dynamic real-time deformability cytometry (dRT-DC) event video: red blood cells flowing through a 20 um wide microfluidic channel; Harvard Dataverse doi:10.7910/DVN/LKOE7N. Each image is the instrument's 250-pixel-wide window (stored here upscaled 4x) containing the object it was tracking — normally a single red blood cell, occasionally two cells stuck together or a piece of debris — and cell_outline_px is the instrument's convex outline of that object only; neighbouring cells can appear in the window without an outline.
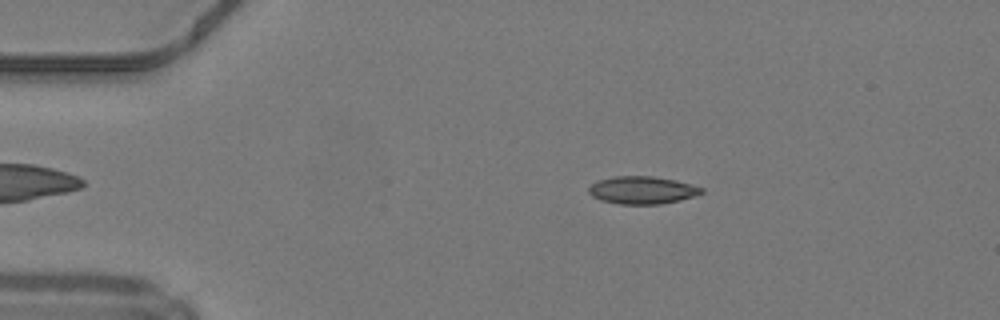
{"species": "common noctule bat (a hibernating species)", "species_latin": "Nyctalus noctula", "temperature_condition": "warm", "stored_images_in_passage": 42, "camera_frame_rate_fps": 3000, "um_per_image_px": 0.085, "animal": {"sex": "male", "body_mass_g": 19.2, "forearm_length_mm": 51.8}, "frame": {"image": 1, "passage_image": 3, "time_ms": 0.667, "image_size_px": [1000, 320], "cell_outline_px": [[704, 192], [680, 200], [660, 204], [620, 204], [600, 200], [592, 196], [588, 192], [588, 188], [596, 180], [612, 176], [652, 176], [676, 180], [704, 188]], "centroid_in_image_um": [54.55, 16.15], "position_along_channel_um": 30.4, "area_um2": 18.21}}
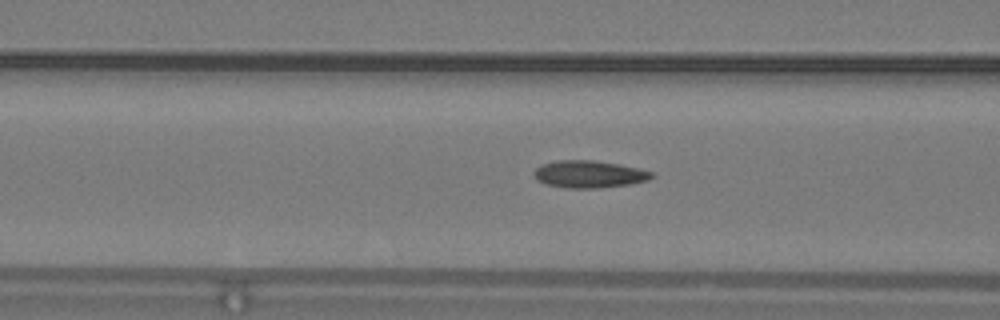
{"frame": {"image": 2, "passage_image": 13, "time_ms": 4.0, "image_size_px": [1000, 320], "cell_outline_px": [[656, 176], [648, 180], [628, 184], [596, 188], [568, 188], [544, 184], [536, 180], [532, 176], [532, 172], [540, 164], [556, 160], [592, 160], [620, 164], [640, 168], [652, 172]], "centroid_in_image_um": [50.03, 14.8], "position_along_channel_um": 116.6, "area_um2": 18.96}}
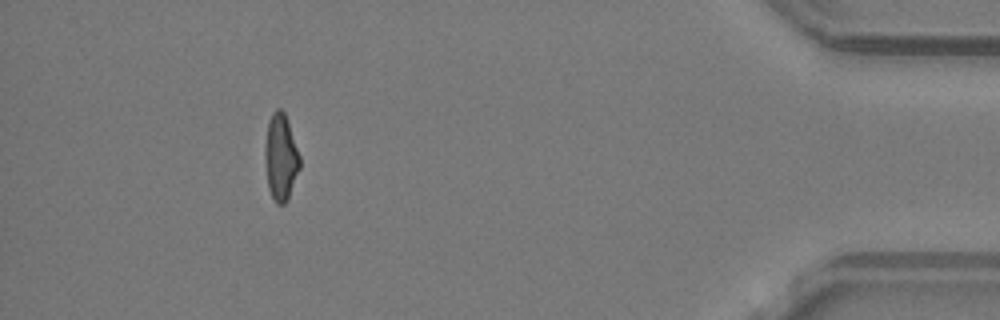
{"frame": {"image": 3, "passage_image": 38, "time_ms": 12.333, "image_size_px": [1000, 320], "cell_outline_px": [[300, 168], [288, 200], [284, 204], [276, 204], [268, 188], [264, 156], [264, 148], [268, 120], [272, 112], [276, 108], [280, 108], [284, 112], [300, 156]], "centroid_in_image_um": [23.85, 13.37], "position_along_channel_um": 411.3, "area_um2": 17.69}, "authors_computed_cell_mechanics": {"area_um2": 17.918, "velocity_mm_per_s": 4.2594, "shape_relaxation_time_tau1_ms": null, "shape_relaxation_time_tau2_ms": 2.1059, "deformation_change_tau1": null, "deformation_change_tau2": 0.0975}}